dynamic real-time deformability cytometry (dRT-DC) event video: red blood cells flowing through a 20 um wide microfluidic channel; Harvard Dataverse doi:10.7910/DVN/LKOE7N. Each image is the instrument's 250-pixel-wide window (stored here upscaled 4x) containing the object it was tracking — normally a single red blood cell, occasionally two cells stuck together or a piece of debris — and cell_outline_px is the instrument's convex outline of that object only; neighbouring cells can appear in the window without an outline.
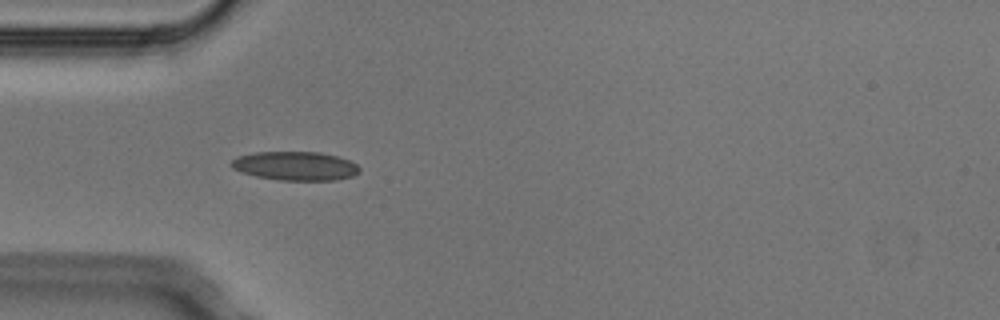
{"species": "Egyptian fruit bat (a non-hibernating species)", "species_latin": "Rousettus aegyptiacus", "temperature_condition": "cold", "stored_images_in_passage": 7, "camera_frame_rate_fps": 3000, "um_per_image_px": 0.085, "animal": {"sex": "male"}, "frame": {"image": 1, "passage_image": 4, "time_ms": 1.0, "image_size_px": [1000, 320], "cell_outline_px": [[360, 172], [352, 176], [336, 180], [280, 180], [256, 176], [240, 172], [232, 168], [228, 164], [236, 156], [256, 152], [320, 152], [336, 156], [348, 160], [356, 164], [360, 168]], "centroid_in_image_um": [25.07, 14.1], "position_along_channel_um": 59.9, "area_um2": 21.62}}
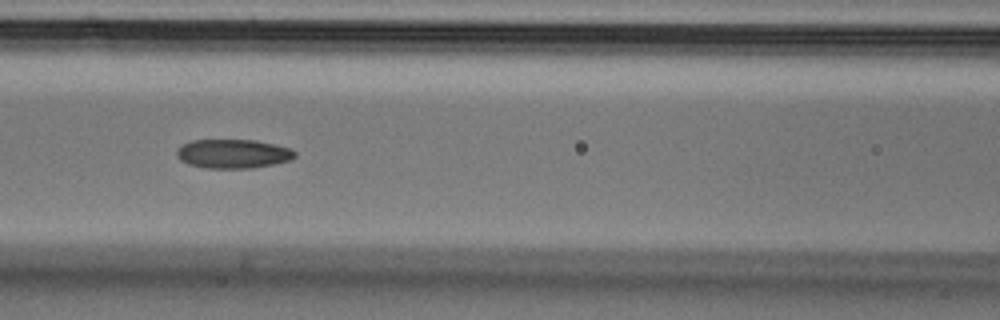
{"frame": {"image": 2, "passage_image": 6, "time_ms": 1.667, "image_size_px": [1000, 320], "cell_outline_px": [[296, 156], [288, 160], [272, 164], [252, 168], [208, 168], [188, 164], [180, 160], [176, 156], [176, 148], [180, 144], [192, 140], [256, 140], [276, 144], [292, 148], [296, 152]], "centroid_in_image_um": [19.78, 13.05], "position_along_channel_um": 146.8, "area_um2": 20.17}}
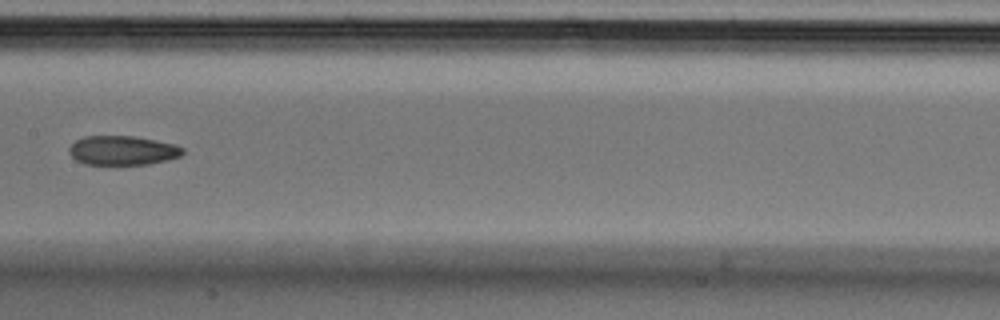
{"frame": {"image": 3, "passage_image": 7, "time_ms": 2.0, "image_size_px": [1000, 320], "cell_outline_px": [[184, 152], [180, 156], [148, 164], [84, 164], [76, 160], [68, 152], [68, 148], [76, 140], [84, 136], [132, 136], [172, 144], [184, 148]], "centroid_in_image_um": [10.36, 12.78], "position_along_channel_um": 197.0, "area_um2": 19.07}}